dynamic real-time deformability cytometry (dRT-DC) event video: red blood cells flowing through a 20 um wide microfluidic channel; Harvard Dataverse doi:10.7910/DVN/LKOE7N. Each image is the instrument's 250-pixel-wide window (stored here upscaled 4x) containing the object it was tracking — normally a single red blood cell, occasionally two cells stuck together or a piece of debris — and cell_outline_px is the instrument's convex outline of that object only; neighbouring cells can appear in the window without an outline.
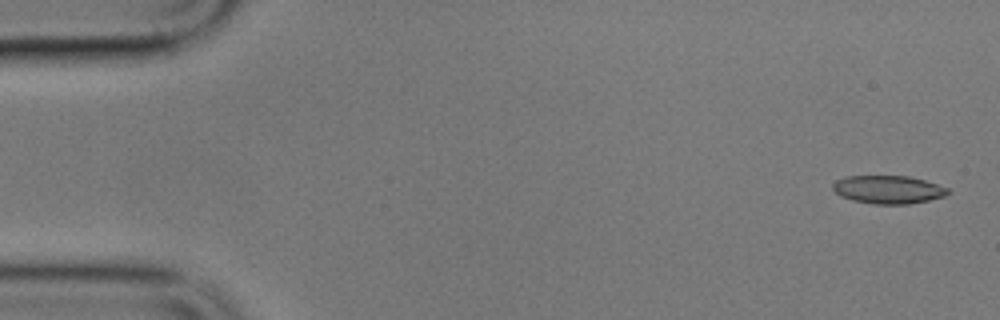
{"species": "common noctule bat (a hibernating species)", "species_latin": "Nyctalus noctula", "temperature_condition": "cold", "stored_images_in_passage": 4, "camera_frame_rate_fps": 3000, "um_per_image_px": 0.085, "animal": {"sex": "male", "body_mass_g": 17.9}, "frame": {"image": 1, "passage_image": 1, "time_ms": 0.0, "image_size_px": [1000, 320], "cell_outline_px": [[952, 192], [944, 196], [928, 200], [908, 204], [872, 204], [852, 200], [840, 196], [832, 188], [832, 184], [836, 180], [844, 176], [908, 176], [924, 180], [948, 188]], "centroid_in_image_um": [75.48, 16.11], "position_along_channel_um": 9.5, "area_um2": 18.9}}
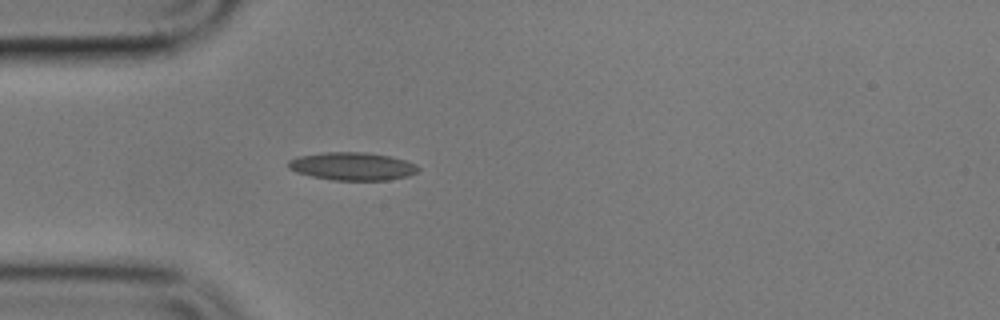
{"frame": {"image": 2, "passage_image": 4, "time_ms": 4.667, "image_size_px": [1000, 320], "cell_outline_px": [[420, 168], [416, 172], [408, 176], [388, 180], [332, 180], [312, 176], [296, 172], [288, 168], [288, 160], [296, 156], [324, 152], [364, 152], [388, 156], [404, 160], [416, 164]], "centroid_in_image_um": [29.92, 14.13], "position_along_channel_um": 55.1, "area_um2": 21.15}}